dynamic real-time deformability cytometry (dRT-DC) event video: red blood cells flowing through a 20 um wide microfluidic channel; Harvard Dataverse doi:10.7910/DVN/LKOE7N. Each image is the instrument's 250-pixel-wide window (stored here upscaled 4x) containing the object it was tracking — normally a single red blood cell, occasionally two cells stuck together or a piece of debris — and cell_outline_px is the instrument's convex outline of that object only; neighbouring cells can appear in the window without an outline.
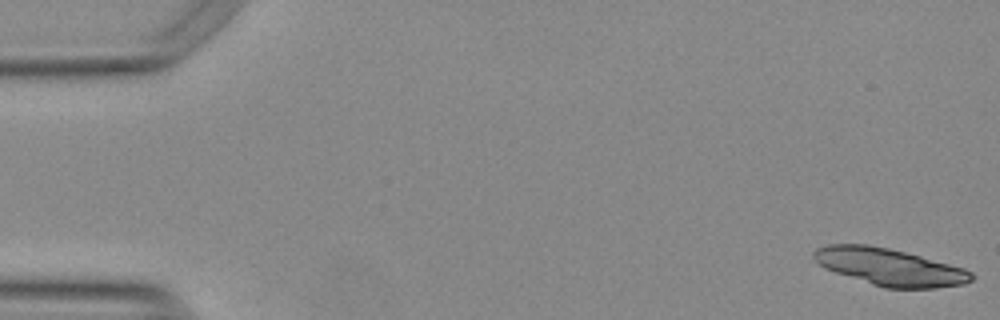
{"species": "Egyptian fruit bat (a non-hibernating species)", "species_latin": "Rousettus aegyptiacus", "temperature_condition": "warm", "stored_images_in_passage": 29, "camera_frame_rate_fps": 3000, "um_per_image_px": 0.085, "animal": {"sex": "female"}, "frame": {"image": 1, "passage_image": 1, "time_ms": 0.0, "image_size_px": [1000, 320], "cell_outline_px": [[976, 276], [972, 280], [964, 284], [936, 288], [884, 288], [824, 268], [812, 256], [812, 252], [816, 248], [828, 244], [868, 244], [888, 248], [920, 256], [964, 268], [972, 272]], "centroid_in_image_um": [75.62, 22.69], "position_along_channel_um": 9.4, "area_um2": 33.93}}
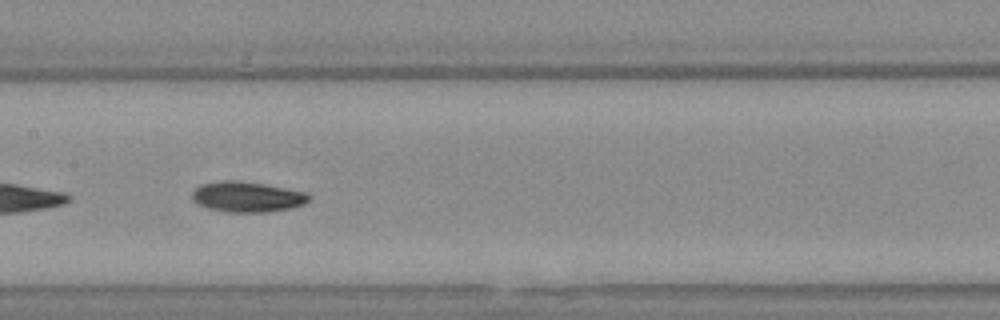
{"frame": {"image": 2, "passage_image": 27, "time_ms": 8.667, "image_size_px": [1000, 320], "cell_outline_px": [[312, 196], [304, 204], [292, 208], [268, 212], [224, 212], [208, 208], [196, 204], [192, 200], [192, 192], [200, 184], [224, 180], [236, 180], [264, 184], [308, 192]], "centroid_in_image_um": [21.01, 16.73], "position_along_channel_um": 186.4, "area_um2": 20.98}}